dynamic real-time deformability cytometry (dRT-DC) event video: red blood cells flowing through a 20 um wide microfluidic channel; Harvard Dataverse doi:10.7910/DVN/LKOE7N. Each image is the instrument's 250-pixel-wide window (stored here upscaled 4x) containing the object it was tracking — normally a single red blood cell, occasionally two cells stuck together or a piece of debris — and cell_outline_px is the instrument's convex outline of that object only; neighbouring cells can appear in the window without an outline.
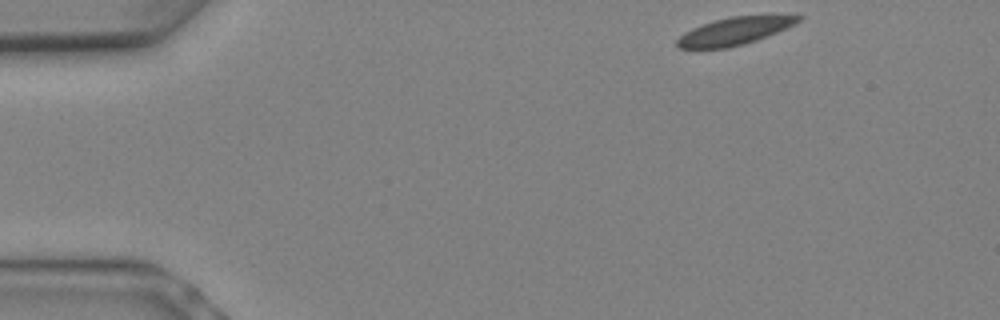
{"species": "Egyptian fruit bat (a non-hibernating species)", "species_latin": "Rousettus aegyptiacus", "temperature_condition": "warm", "stored_images_in_passage": 4, "camera_frame_rate_fps": 3000, "um_per_image_px": 0.085, "animal": {"sex": "female"}, "frame": {"image": 1, "passage_image": 1, "time_ms": 0.0, "image_size_px": [1000, 320], "cell_outline_px": [[804, 16], [800, 20], [768, 36], [744, 44], [728, 48], [676, 48], [676, 40], [684, 32], [692, 28], [716, 20], [732, 16]], "centroid_in_image_um": [62.35, 2.67], "position_along_channel_um": 22.7, "area_um2": 18.9}}